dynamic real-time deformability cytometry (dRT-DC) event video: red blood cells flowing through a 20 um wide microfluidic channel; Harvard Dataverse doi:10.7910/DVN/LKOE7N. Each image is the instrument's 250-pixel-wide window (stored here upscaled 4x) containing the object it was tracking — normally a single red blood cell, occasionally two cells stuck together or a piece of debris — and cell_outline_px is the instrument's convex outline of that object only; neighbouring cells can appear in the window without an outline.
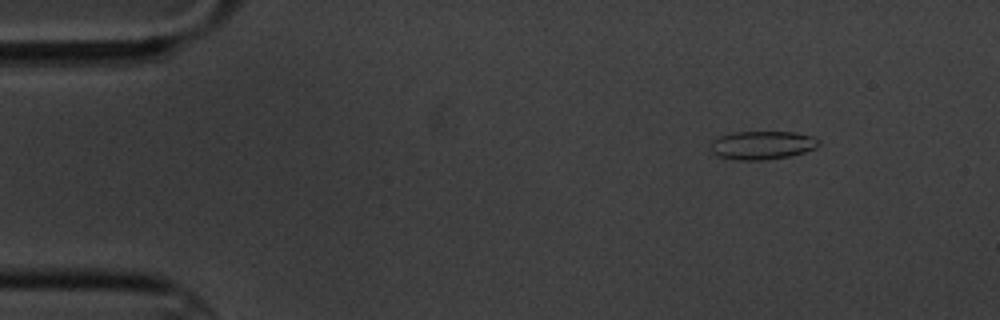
{"species": "common noctule bat (a hibernating species)", "species_latin": "Nyctalus noctula", "temperature_condition": "cold", "stored_images_in_passage": 5, "camera_frame_rate_fps": 3000, "um_per_image_px": 0.085, "animal": {"sex": "male", "body_mass_g": 20.1, "forearm_length_mm": 53.5}, "frame": {"image": 1, "passage_image": 2, "time_ms": 1.0, "image_size_px": [1000, 320], "cell_outline_px": [[820, 144], [816, 148], [804, 152], [788, 156], [764, 160], [736, 160], [716, 156], [708, 148], [708, 144], [712, 140], [720, 136], [736, 132], [796, 132], [812, 136], [820, 140]], "centroid_in_image_um": [64.75, 12.34], "position_along_channel_um": 20.3, "area_um2": 18.15}}
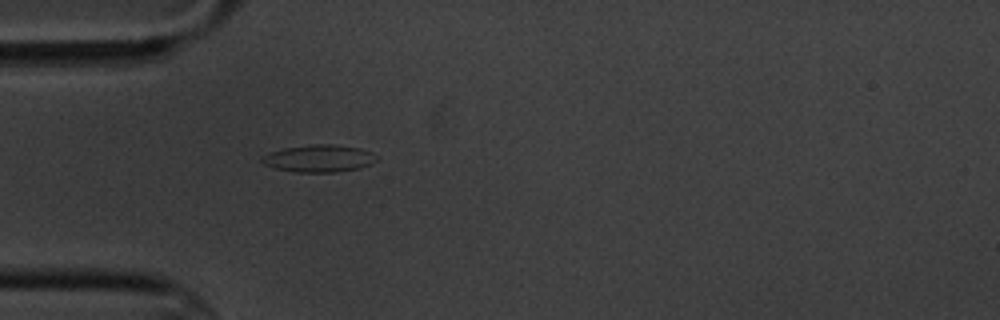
{"frame": {"image": 2, "passage_image": 5, "time_ms": 4.333, "image_size_px": [1000, 320], "cell_outline_px": [[376, 160], [372, 164], [360, 168], [336, 172], [296, 172], [276, 168], [264, 164], [260, 160], [260, 156], [284, 148], [312, 144], [332, 144], [360, 148], [372, 152], [376, 156]], "centroid_in_image_um": [27.12, 13.46], "position_along_channel_um": 57.9, "area_um2": 18.21}}